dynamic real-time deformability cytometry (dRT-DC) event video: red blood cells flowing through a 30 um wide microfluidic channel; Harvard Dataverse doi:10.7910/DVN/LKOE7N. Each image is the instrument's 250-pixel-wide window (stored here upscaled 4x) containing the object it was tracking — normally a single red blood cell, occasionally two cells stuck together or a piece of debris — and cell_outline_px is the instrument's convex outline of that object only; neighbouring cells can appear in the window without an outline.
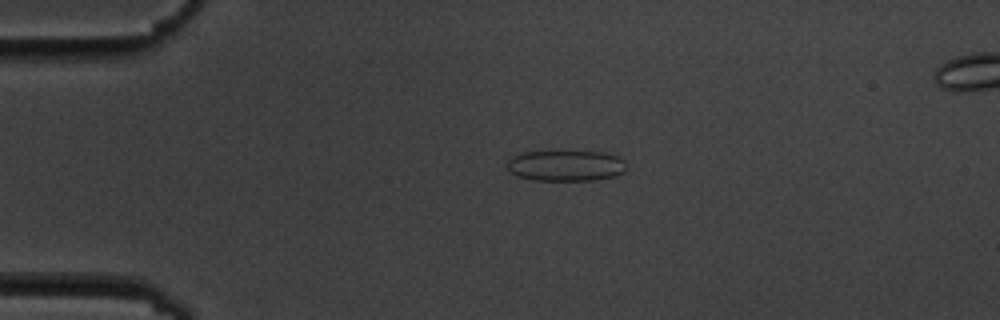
{"species": "common noctule bat (a hibernating species)", "species_latin": "Nyctalus noctula", "temperature_condition": "cold", "stored_images_in_passage": 5, "camera_frame_rate_fps": 3000, "um_per_image_px": 0.085, "animal": {"sex": "male", "body_mass_g": 19.5, "forearm_length_mm": 54.6}, "frame": {"image": 1, "passage_image": 3, "time_ms": 2.333, "image_size_px": [1000, 320], "cell_outline_px": [[628, 168], [624, 172], [616, 176], [596, 180], [532, 180], [516, 176], [508, 172], [508, 160], [512, 156], [520, 152], [604, 152], [620, 156], [628, 164]], "centroid_in_image_um": [48.13, 14.09], "position_along_channel_um": 36.9, "area_um2": 21.79}}